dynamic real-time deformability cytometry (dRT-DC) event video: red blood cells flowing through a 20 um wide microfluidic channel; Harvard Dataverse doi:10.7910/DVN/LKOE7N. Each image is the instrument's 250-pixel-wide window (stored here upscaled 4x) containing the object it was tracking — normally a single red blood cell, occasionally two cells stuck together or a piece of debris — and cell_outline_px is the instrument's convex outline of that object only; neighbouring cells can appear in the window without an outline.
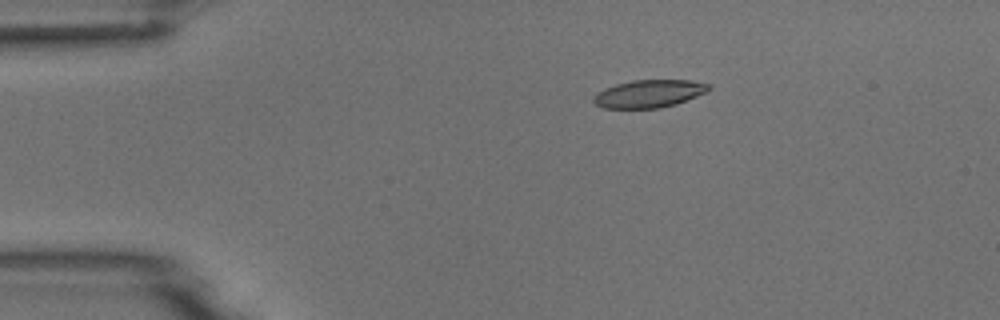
{"species": "common noctule bat (a hibernating species)", "species_latin": "Nyctalus noctula", "temperature_condition": "room temperature", "stored_images_in_passage": 2, "camera_frame_rate_fps": 3000, "um_per_image_px": 0.085, "animal": {"sex": "male", "body_mass_g": 18.8}, "frame": {"image": 1, "passage_image": 1, "time_ms": 0.0, "image_size_px": [1000, 320], "cell_outline_px": [[712, 88], [708, 92], [676, 104], [660, 108], [604, 108], [596, 104], [592, 100], [592, 96], [596, 92], [604, 88], [616, 84], [632, 80], [692, 80], [708, 84]], "centroid_in_image_um": [55.16, 7.96], "position_along_channel_um": 29.8, "area_um2": 18.79}}